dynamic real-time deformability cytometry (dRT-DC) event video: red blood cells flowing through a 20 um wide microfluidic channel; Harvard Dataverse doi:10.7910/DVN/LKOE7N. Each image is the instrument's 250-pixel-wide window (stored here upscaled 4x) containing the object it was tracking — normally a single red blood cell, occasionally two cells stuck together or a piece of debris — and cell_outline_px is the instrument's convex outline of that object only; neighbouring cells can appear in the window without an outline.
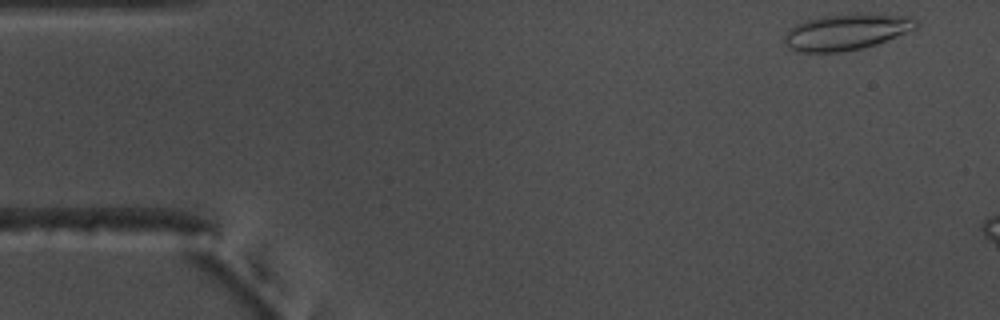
{"species": "common noctule bat (a hibernating species)", "species_latin": "Nyctalus noctula", "temperature_condition": "warm", "stored_images_in_passage": 10, "camera_frame_rate_fps": 3000, "um_per_image_px": 0.085, "animal": {"sex": "male", "body_mass_g": 17.5, "forearm_length_mm": 52.3}, "frame": {"image": 1, "passage_image": 1, "time_ms": 0.0, "image_size_px": [1000, 320], "cell_outline_px": [[920, 24], [916, 28], [876, 44], [860, 48], [840, 52], [800, 52], [788, 48], [784, 40], [784, 36], [788, 28], [804, 20], [824, 16], [912, 16]], "centroid_in_image_um": [71.86, 2.75], "position_along_channel_um": 13.1, "area_um2": 26.7}}